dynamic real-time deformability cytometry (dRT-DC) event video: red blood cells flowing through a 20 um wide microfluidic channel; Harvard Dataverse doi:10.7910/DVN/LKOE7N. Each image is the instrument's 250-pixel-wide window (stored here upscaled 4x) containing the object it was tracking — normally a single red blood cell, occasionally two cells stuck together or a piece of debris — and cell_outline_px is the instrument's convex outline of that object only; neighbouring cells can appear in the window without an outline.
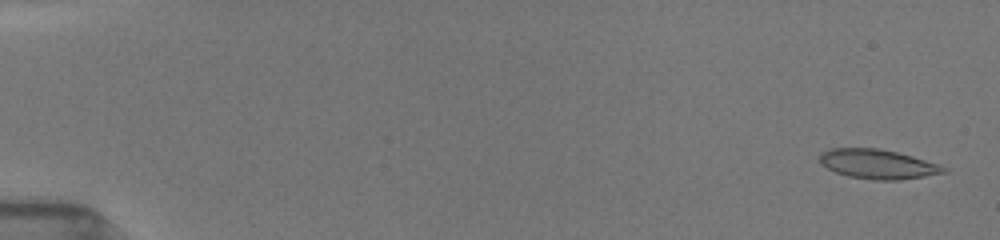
{"species": "common noctule bat (a hibernating species)", "species_latin": "Nyctalus noctula", "temperature_condition": "room temperature", "stored_images_in_passage": 5, "camera_frame_rate_fps": 3000, "um_per_image_px": 0.085, "animal": {"sex": "female", "body_mass_g": 19.5, "forearm_length_mm": 54.1}, "frame": {"image": 1, "passage_image": 2, "time_ms": 0.333, "image_size_px": [1000, 240], "cell_outline_px": [[948, 172], [924, 176], [896, 180], [876, 180], [848, 176], [836, 172], [820, 164], [820, 152], [832, 148], [880, 148], [912, 156], [936, 164], [944, 168]], "centroid_in_image_um": [74.55, 13.94], "position_along_channel_um": 10.4, "area_um2": 20.98}}